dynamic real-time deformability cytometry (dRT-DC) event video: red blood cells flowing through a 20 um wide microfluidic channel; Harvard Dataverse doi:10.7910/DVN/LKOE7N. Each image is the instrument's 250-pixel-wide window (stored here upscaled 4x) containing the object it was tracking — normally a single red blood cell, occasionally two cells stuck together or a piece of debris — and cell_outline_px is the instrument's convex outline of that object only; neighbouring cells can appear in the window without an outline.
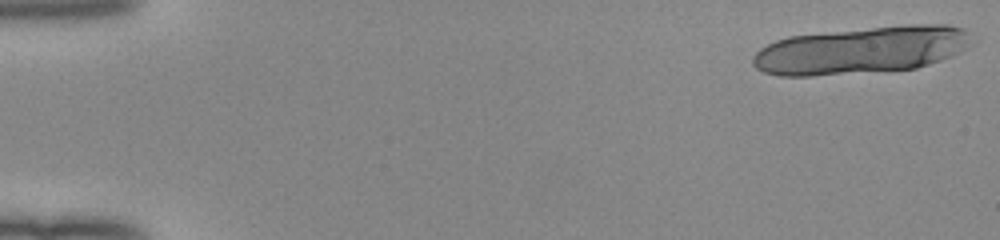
{"species": "human", "species_latin": "Homo sapiens", "temperature_condition": "room temperature", "stored_images_in_passage": 20, "camera_frame_rate_fps": 3000, "um_per_image_px": 0.085, "donor": {"sex": "female"}, "frame": {"image": 1, "passage_image": 1, "time_ms": 0.0, "image_size_px": [1000, 240], "cell_outline_px": [[972, 44], [960, 52], [952, 56], [916, 68], [812, 76], [780, 76], [764, 72], [756, 68], [752, 64], [752, 56], [760, 48], [776, 40], [788, 36], [908, 24], [948, 24], [964, 28]], "centroid_in_image_um": [73.2, 4.26], "position_along_channel_um": 11.8, "area_um2": 60.17}}
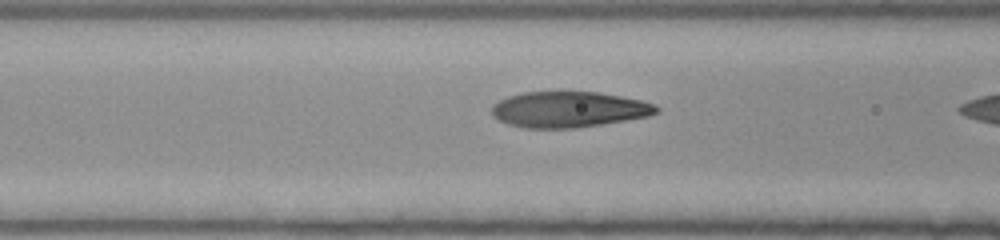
{"frame": {"image": 2, "passage_image": 19, "time_ms": 6.0, "image_size_px": [1000, 240], "cell_outline_px": [[660, 112], [648, 116], [576, 128], [524, 128], [508, 124], [492, 116], [492, 104], [508, 96], [524, 92], [600, 92], [640, 100], [656, 104], [660, 108]], "centroid_in_image_um": [48.34, 9.3], "position_along_channel_um": 118.3, "area_um2": 34.33}}